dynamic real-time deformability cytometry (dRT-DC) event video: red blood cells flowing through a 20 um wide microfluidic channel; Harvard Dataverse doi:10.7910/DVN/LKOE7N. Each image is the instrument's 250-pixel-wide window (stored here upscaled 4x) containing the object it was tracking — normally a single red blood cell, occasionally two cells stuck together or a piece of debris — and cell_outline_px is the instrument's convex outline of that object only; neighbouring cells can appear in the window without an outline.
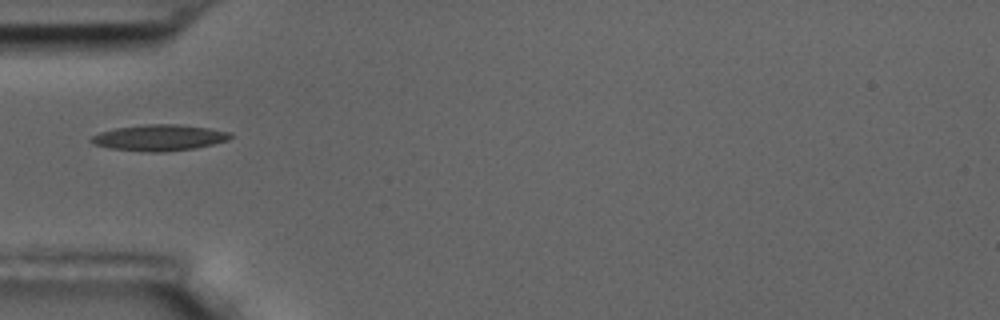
{"species": "common noctule bat (a hibernating species)", "species_latin": "Nyctalus noctula", "temperature_condition": "room temperature", "stored_images_in_passage": 39, "camera_frame_rate_fps": 3000, "um_per_image_px": 0.085, "animal": {"sex": "male", "body_mass_g": 17.5, "forearm_length_mm": 52.3}, "frame": {"image": 1, "passage_image": 1, "time_ms": 0.0, "image_size_px": [1000, 320], "cell_outline_px": [[232, 136], [228, 140], [196, 148], [164, 152], [148, 152], [108, 148], [92, 144], [88, 140], [92, 136], [100, 132], [116, 128], [144, 124], [180, 124], [208, 128], [232, 132]], "centroid_in_image_um": [13.52, 11.7], "position_along_channel_um": 71.5, "area_um2": 21.33}}
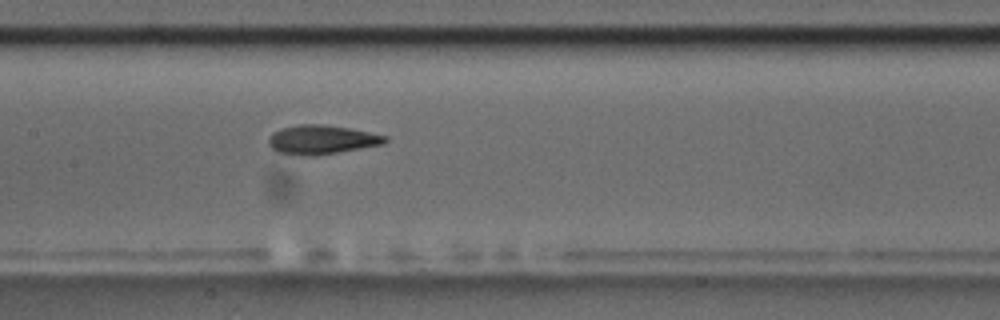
{"frame": {"image": 2, "passage_image": 10, "time_ms": 3.0, "image_size_px": [1000, 320], "cell_outline_px": [[388, 140], [384, 144], [312, 156], [300, 156], [276, 152], [268, 144], [268, 140], [272, 132], [280, 128], [296, 124], [320, 124], [348, 128], [388, 136]], "centroid_in_image_um": [27.29, 11.87], "position_along_channel_um": 180.1, "area_um2": 19.77}}
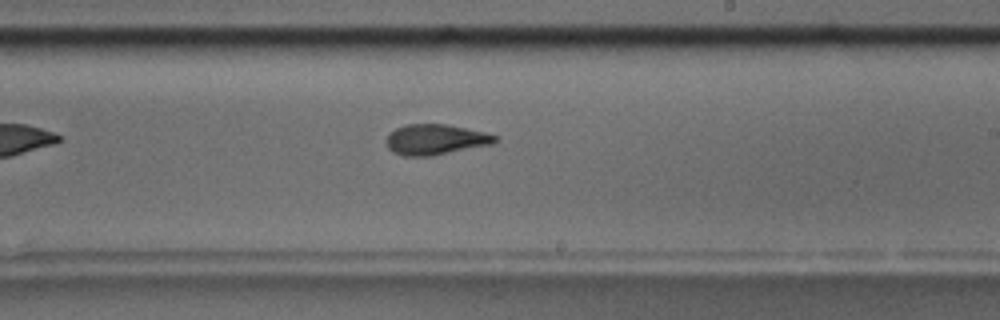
{"frame": {"image": 3, "passage_image": 16, "time_ms": 5.0, "image_size_px": [1000, 320], "cell_outline_px": [[500, 140], [492, 144], [432, 156], [404, 156], [392, 152], [388, 148], [384, 140], [388, 132], [404, 124], [444, 124], [484, 132], [500, 136]], "centroid_in_image_um": [36.98, 11.86], "position_along_channel_um": 252.0, "area_um2": 19.59}}